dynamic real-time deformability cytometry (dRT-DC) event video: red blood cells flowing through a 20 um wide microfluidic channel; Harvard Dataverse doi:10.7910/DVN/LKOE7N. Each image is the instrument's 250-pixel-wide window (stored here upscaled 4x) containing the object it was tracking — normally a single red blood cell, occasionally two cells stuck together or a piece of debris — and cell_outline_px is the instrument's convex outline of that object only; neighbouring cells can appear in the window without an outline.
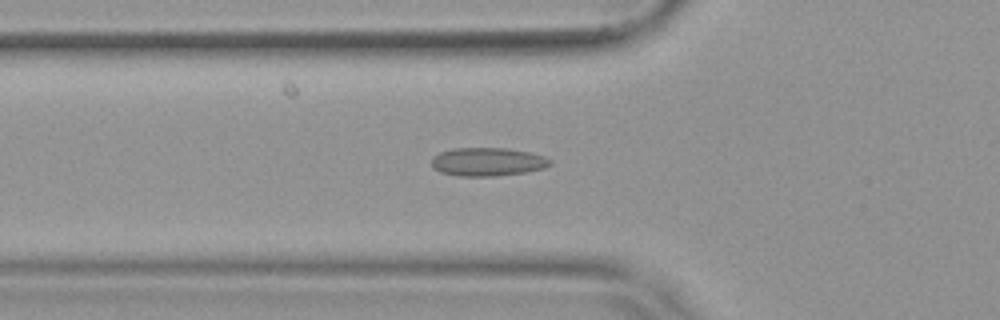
{"species": "common noctule bat (a hibernating species)", "species_latin": "Nyctalus noctula", "temperature_condition": "warm", "stored_images_in_passage": 53, "camera_frame_rate_fps": 3000, "um_per_image_px": 0.085, "animal": {"sex": "female", "body_mass_g": 19.9}, "frame": {"image": 1, "passage_image": 19, "time_ms": 6.0, "image_size_px": [1000, 320], "cell_outline_px": [[552, 164], [544, 168], [524, 172], [496, 176], [460, 176], [440, 172], [432, 168], [432, 156], [440, 152], [452, 148], [508, 148], [532, 152], [544, 156], [552, 160]], "centroid_in_image_um": [41.45, 13.74], "position_along_channel_um": 84.4, "area_um2": 19.83}}
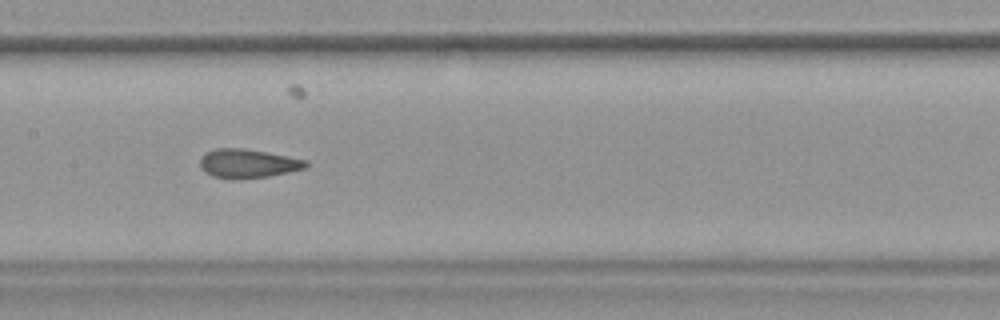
{"frame": {"image": 2, "passage_image": 27, "time_ms": 8.667, "image_size_px": [1000, 320], "cell_outline_px": [[308, 164], [304, 168], [288, 172], [268, 176], [232, 180], [212, 176], [204, 172], [200, 168], [200, 156], [216, 148], [244, 148], [268, 152], [308, 160]], "centroid_in_image_um": [21.03, 13.9], "position_along_channel_um": 186.4, "area_um2": 17.98}}
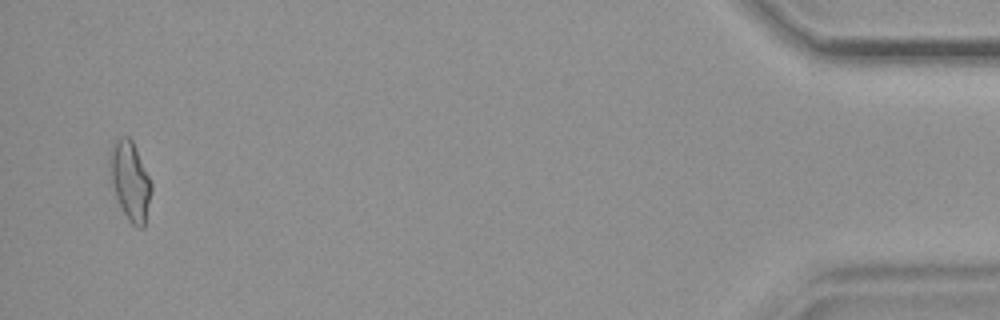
{"frame": {"image": 3, "passage_image": 52, "time_ms": 17.0, "image_size_px": [1000, 320], "cell_outline_px": [[152, 192], [144, 228], [136, 228], [128, 220], [116, 196], [112, 184], [108, 156], [108, 152], [112, 144], [120, 136], [128, 136], [132, 140], [152, 184]], "centroid_in_image_um": [11.06, 15.36], "position_along_channel_um": 424.1, "area_um2": 19.07}, "authors_computed_cell_mechanics": {"area_um2": 18.3804, "velocity_mm_per_s": 3.8026, "shape_relaxation_time_tau1_ms": null, "shape_relaxation_time_tau2_ms": 0.9208, "deformation_change_tau1": null, "deformation_change_tau2": 0.0626}}